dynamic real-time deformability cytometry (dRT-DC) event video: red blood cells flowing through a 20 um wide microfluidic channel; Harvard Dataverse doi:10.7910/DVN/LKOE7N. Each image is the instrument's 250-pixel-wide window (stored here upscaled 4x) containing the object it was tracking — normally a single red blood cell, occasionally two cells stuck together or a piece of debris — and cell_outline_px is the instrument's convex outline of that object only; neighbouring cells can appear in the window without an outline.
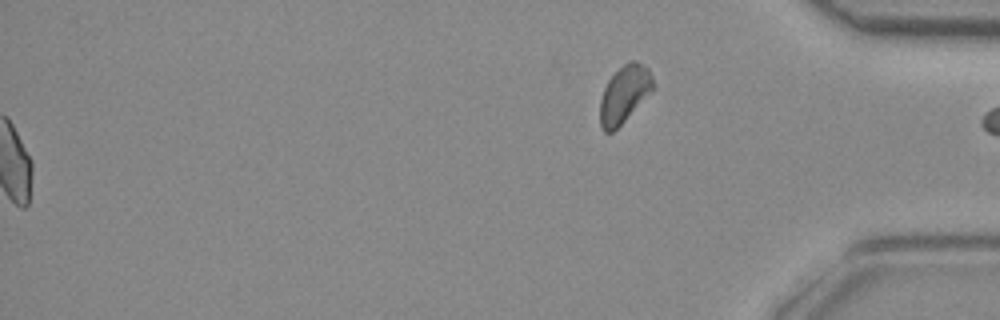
{"species": "common noctule bat (a hibernating species)", "species_latin": "Nyctalus noctula", "temperature_condition": "room temperature", "stored_images_in_passage": 49, "segment_of_instrument_passage": [2, 2], "camera_frame_rate_fps": 3000, "um_per_image_px": 0.085, "animal": {"sex": "female", "body_mass_g": 29.2, "forearm_length_mm": 56.3}, "frame": {"image": 1, "passage_image": 49, "time_ms": 16.0, "image_size_px": [1000, 320], "cell_outline_px": [[656, 88], [612, 132], [604, 132], [600, 124], [600, 100], [604, 88], [608, 80], [628, 60], [636, 60], [648, 68], [652, 76]], "centroid_in_image_um": [53.09, 7.98], "position_along_channel_um": 382.1, "area_um2": 17.57}}